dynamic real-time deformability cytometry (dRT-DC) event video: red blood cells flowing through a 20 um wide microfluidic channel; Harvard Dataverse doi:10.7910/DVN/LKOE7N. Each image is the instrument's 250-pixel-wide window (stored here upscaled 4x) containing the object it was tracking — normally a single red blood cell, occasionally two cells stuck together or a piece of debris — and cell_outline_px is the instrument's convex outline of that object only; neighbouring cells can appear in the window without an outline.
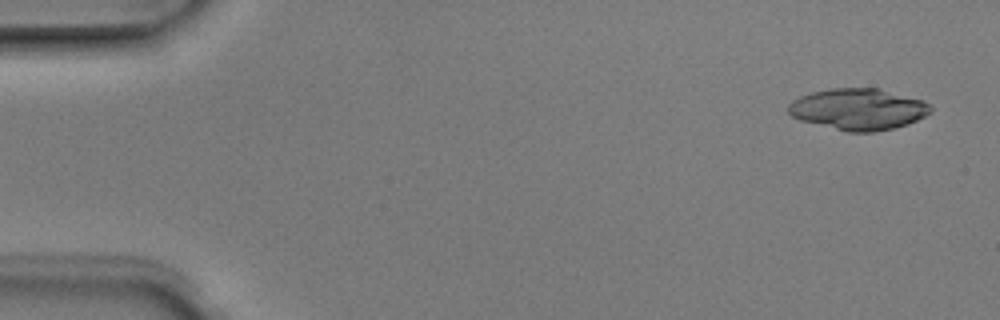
{"species": "Egyptian fruit bat (a non-hibernating species)", "species_latin": "Rousettus aegyptiacus", "temperature_condition": "room temperature", "stored_images_in_passage": 4, "camera_frame_rate_fps": 3000, "um_per_image_px": 0.085, "animal": {"sex": "male"}, "frame": {"image": 1, "passage_image": 1, "time_ms": 0.0, "image_size_px": [1000, 320], "cell_outline_px": [[932, 112], [908, 124], [892, 128], [872, 132], [848, 132], [800, 120], [792, 116], [788, 112], [788, 104], [792, 100], [800, 96], [812, 92], [828, 88], [880, 88], [924, 100], [932, 108]], "centroid_in_image_um": [72.95, 9.27], "position_along_channel_um": 12.0, "area_um2": 34.39}}